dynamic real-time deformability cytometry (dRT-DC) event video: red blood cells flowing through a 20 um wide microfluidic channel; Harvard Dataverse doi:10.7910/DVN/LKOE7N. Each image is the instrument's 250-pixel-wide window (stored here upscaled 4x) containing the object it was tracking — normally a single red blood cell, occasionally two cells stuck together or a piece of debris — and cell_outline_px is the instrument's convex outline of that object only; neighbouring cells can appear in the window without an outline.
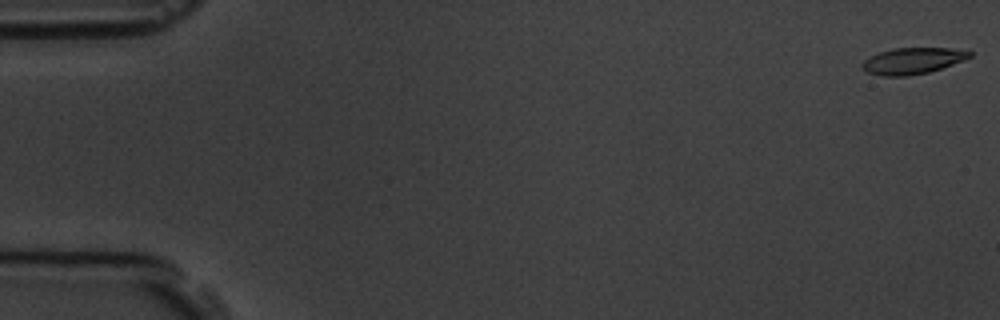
{"species": "common noctule bat (a hibernating species)", "species_latin": "Nyctalus noctula", "temperature_condition": "room temperature", "stored_images_in_passage": 6, "camera_frame_rate_fps": 3000, "um_per_image_px": 0.085, "animal": {"sex": "male", "body_mass_g": 19.5, "forearm_length_mm": 54.6}, "frame": {"image": 1, "passage_image": 1, "time_ms": 0.0, "image_size_px": [1000, 320], "cell_outline_px": [[972, 56], [964, 60], [928, 72], [904, 76], [884, 76], [868, 72], [860, 64], [864, 60], [880, 52], [892, 48], [948, 48], [972, 52]], "centroid_in_image_um": [77.56, 5.16], "position_along_channel_um": 7.4, "area_um2": 16.13}}
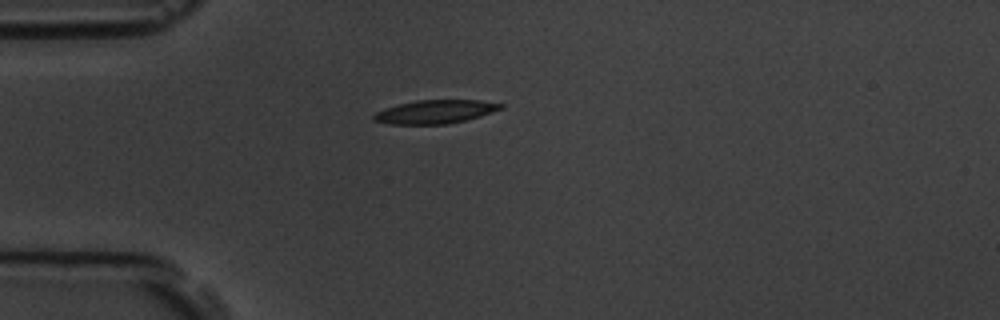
{"frame": {"image": 2, "passage_image": 5, "time_ms": 4.667, "image_size_px": [1000, 320], "cell_outline_px": [[504, 108], [480, 116], [448, 124], [388, 124], [372, 120], [372, 116], [376, 112], [384, 108], [416, 100], [480, 100], [504, 104]], "centroid_in_image_um": [36.98, 9.5], "position_along_channel_um": 48.0, "area_um2": 17.4}}